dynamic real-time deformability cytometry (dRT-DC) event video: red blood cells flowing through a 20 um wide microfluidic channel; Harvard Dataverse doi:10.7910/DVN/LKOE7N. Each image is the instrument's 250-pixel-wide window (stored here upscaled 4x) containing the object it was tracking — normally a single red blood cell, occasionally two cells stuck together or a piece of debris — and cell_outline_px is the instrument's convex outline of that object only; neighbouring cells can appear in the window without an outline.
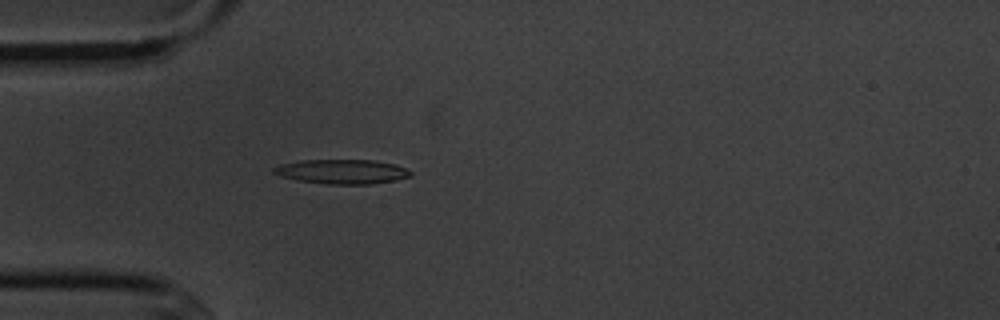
{"species": "common noctule bat (a hibernating species)", "species_latin": "Nyctalus noctula", "temperature_condition": "cold", "stored_images_in_passage": 3, "camera_frame_rate_fps": 3000, "um_per_image_px": 0.085, "animal": {"sex": "male", "body_mass_g": 20.1, "forearm_length_mm": 53.5}, "frame": {"image": 1, "passage_image": 3, "time_ms": 2.333, "image_size_px": [1000, 320], "cell_outline_px": [[412, 176], [396, 180], [372, 184], [328, 184], [300, 180], [280, 176], [272, 172], [272, 168], [280, 164], [300, 160], [372, 160], [396, 164], [412, 172]], "centroid_in_image_um": [29.08, 14.58], "position_along_channel_um": 55.9, "area_um2": 19.48}}